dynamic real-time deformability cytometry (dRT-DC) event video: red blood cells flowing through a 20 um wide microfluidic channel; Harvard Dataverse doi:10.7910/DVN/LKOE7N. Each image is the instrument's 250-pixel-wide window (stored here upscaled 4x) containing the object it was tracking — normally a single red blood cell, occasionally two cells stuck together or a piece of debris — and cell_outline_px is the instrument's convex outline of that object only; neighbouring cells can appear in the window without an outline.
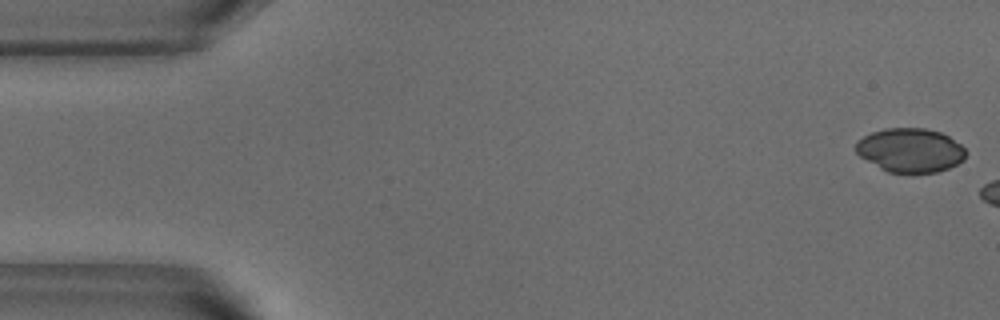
{"species": "common noctule bat (a hibernating species)", "species_latin": "Nyctalus noctula", "temperature_condition": "warm", "stored_images_in_passage": 5, "camera_frame_rate_fps": 3000, "um_per_image_px": 0.085, "animal": {"sex": "male", "body_mass_g": 18.8}, "frame": {"image": 1, "passage_image": 1, "time_ms": 0.0, "image_size_px": [1000, 320], "cell_outline_px": [[968, 152], [964, 160], [948, 168], [936, 172], [888, 172], [880, 168], [860, 156], [856, 152], [856, 144], [864, 136], [872, 132], [884, 128], [924, 128], [940, 132], [948, 136], [960, 144]], "centroid_in_image_um": [77.4, 12.76], "position_along_channel_um": 7.6, "area_um2": 27.98}}